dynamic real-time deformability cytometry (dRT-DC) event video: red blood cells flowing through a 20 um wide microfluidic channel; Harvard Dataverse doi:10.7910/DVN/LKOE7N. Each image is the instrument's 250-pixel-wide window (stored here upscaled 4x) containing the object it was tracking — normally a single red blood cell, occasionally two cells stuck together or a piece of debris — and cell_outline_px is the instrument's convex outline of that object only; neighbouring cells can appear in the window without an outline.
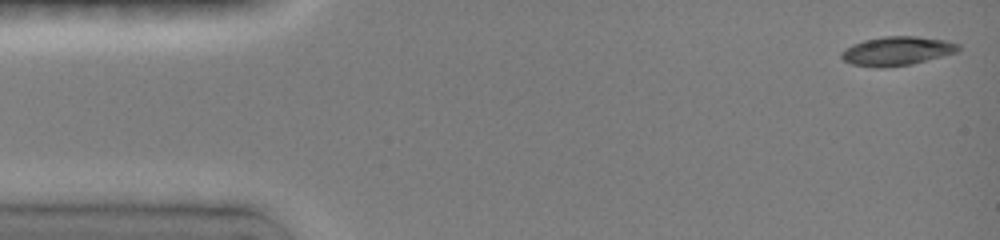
{"species": "common noctule bat (a hibernating species)", "species_latin": "Nyctalus noctula", "temperature_condition": "room temperature", "stored_images_in_passage": 24, "camera_frame_rate_fps": 3000, "um_per_image_px": 0.085, "animal": {"sex": "female", "body_mass_g": 19.0, "forearm_length_mm": 51.5}, "frame": {"image": 1, "passage_image": 1, "time_ms": 0.0, "image_size_px": [1000, 240], "cell_outline_px": [[960, 48], [956, 52], [912, 64], [880, 68], [876, 68], [852, 64], [844, 60], [840, 56], [840, 52], [844, 48], [852, 44], [864, 40], [884, 36], [916, 36], [944, 40], [960, 44]], "centroid_in_image_um": [76.2, 4.33], "position_along_channel_um": 8.8, "area_um2": 19.71}}
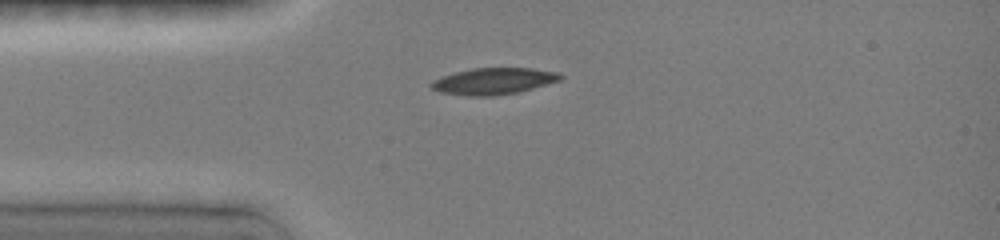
{"frame": {"image": 2, "passage_image": 16, "time_ms": 3.333, "image_size_px": [1000, 240], "cell_outline_px": [[564, 76], [560, 80], [532, 88], [516, 92], [492, 96], [468, 96], [440, 92], [432, 88], [428, 84], [444, 76], [456, 72], [472, 68], [528, 68], [556, 72]], "centroid_in_image_um": [41.94, 6.9], "position_along_channel_um": 43.1, "area_um2": 19.59}}